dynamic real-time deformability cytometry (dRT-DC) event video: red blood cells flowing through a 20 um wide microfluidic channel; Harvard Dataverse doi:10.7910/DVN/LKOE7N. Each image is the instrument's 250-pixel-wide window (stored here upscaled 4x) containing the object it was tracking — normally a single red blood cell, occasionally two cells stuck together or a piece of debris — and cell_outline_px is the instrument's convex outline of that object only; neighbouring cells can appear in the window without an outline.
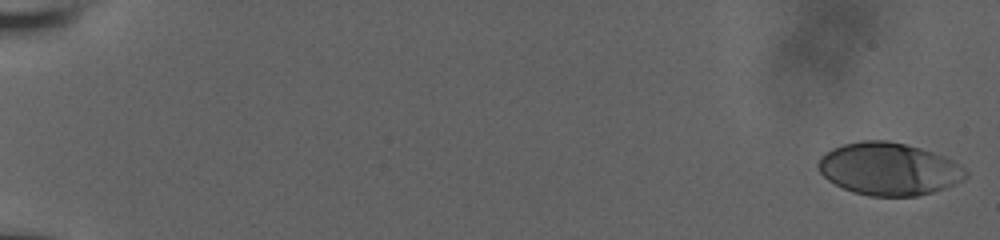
{"species": "human", "species_latin": "Homo sapiens", "temperature_condition": "room temperature", "stored_images_in_passage": 56, "camera_frame_rate_fps": 3000, "um_per_image_px": 0.085, "donor": {"sex": "male"}, "frame": {"image": 1, "passage_image": 1, "time_ms": 0.0, "image_size_px": [1000, 240], "cell_outline_px": [[968, 176], [944, 188], [932, 192], [916, 196], [872, 196], [852, 192], [828, 180], [820, 172], [816, 164], [820, 156], [824, 152], [832, 148], [844, 144], [860, 140], [888, 140], [920, 148], [932, 152], [952, 160], [964, 168], [968, 172]], "centroid_in_image_um": [75.5, 14.35], "position_along_channel_um": 9.5, "area_um2": 44.97}}
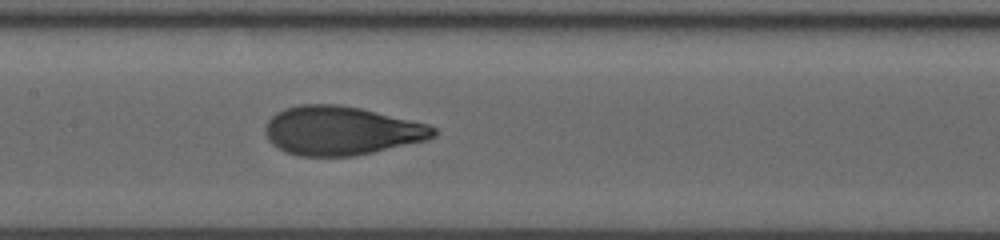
{"frame": {"image": 2, "passage_image": 30, "time_ms": 9.667, "image_size_px": [1000, 240], "cell_outline_px": [[440, 132], [436, 136], [428, 140], [356, 156], [300, 156], [284, 152], [272, 144], [268, 140], [264, 132], [264, 128], [268, 120], [276, 112], [284, 108], [300, 104], [336, 104], [360, 108], [428, 124], [436, 128]], "centroid_in_image_um": [29.01, 11.11], "position_along_channel_um": 178.4, "area_um2": 48.26}}
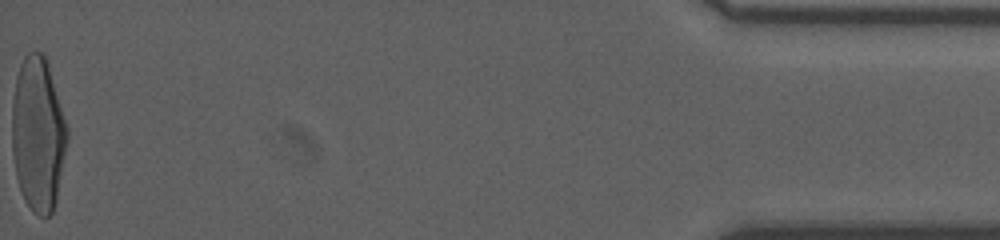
{"frame": {"image": 3, "passage_image": 56, "time_ms": 18.333, "image_size_px": [1000, 240], "cell_outline_px": [[68, 140], [56, 200], [52, 212], [48, 216], [40, 216], [32, 212], [24, 200], [16, 176], [12, 152], [12, 104], [16, 76], [20, 64], [24, 56], [28, 52], [40, 52], [44, 56], [48, 64], [68, 128]], "centroid_in_image_um": [3.22, 11.41], "position_along_channel_um": 432.0, "area_um2": 49.65}, "authors_computed_cell_mechanics": {"area_um2": 46.9914, "velocity_mm_per_s": 3.9294, "shape_relaxation_time_tau1_ms": 4.8316, "shape_relaxation_time_tau2_ms": null, "deformation_change_tau1": 0.2326, "deformation_change_tau2": null}}